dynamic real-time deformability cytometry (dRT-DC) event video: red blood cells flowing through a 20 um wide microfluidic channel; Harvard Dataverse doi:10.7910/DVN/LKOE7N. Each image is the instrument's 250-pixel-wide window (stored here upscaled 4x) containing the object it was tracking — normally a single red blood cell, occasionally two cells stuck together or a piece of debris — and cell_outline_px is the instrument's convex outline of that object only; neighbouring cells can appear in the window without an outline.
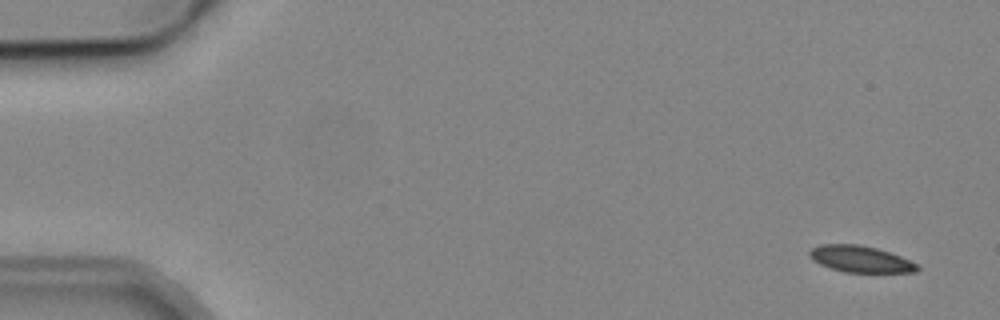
{"species": "common noctule bat (a hibernating species)", "species_latin": "Nyctalus noctula", "temperature_condition": "cold", "stored_images_in_passage": 3, "camera_frame_rate_fps": 3000, "um_per_image_px": 0.085, "animal": {"sex": "male", "body_mass_g": 19.2, "forearm_length_mm": 51.8}, "frame": {"image": 1, "passage_image": 1, "time_ms": 0.0, "image_size_px": [1000, 320], "cell_outline_px": [[920, 268], [916, 272], [844, 272], [820, 264], [812, 260], [808, 256], [808, 252], [812, 248], [820, 244], [860, 244], [876, 248], [900, 256], [920, 264]], "centroid_in_image_um": [73.14, 22.01], "position_along_channel_um": 11.9, "area_um2": 16.7}}